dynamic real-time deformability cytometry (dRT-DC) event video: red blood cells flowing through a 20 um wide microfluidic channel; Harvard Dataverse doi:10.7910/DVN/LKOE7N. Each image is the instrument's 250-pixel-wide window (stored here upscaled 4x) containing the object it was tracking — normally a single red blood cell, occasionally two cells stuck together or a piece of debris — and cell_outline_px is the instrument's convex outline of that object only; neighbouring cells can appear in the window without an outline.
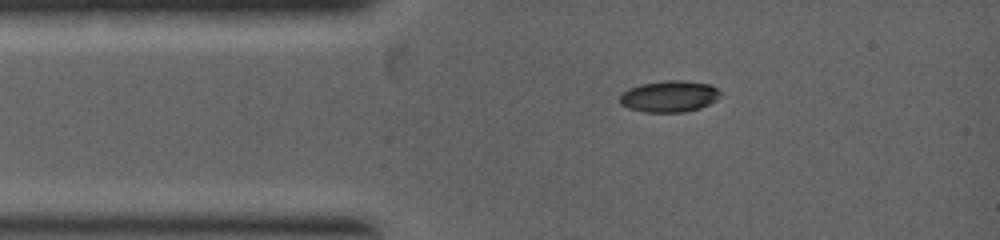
{"species": "common noctule bat (a hibernating species)", "species_latin": "Nyctalus noctula", "temperature_condition": "warm", "stored_images_in_passage": 3, "camera_frame_rate_fps": 5000, "um_per_image_px": 0.085, "animal": {"sex": "female", "body_mass_g": 19.0, "forearm_length_mm": 53.3}, "frame": {"image": 1, "passage_image": 3, "time_ms": 1.6, "image_size_px": [1000, 240], "cell_outline_px": [[720, 96], [716, 100], [700, 108], [684, 112], [644, 112], [628, 108], [620, 104], [620, 96], [628, 88], [640, 84], [668, 80], [684, 80], [708, 84], [716, 88], [720, 92]], "centroid_in_image_um": [56.87, 8.19], "position_along_channel_um": 28.1, "area_um2": 18.38}}